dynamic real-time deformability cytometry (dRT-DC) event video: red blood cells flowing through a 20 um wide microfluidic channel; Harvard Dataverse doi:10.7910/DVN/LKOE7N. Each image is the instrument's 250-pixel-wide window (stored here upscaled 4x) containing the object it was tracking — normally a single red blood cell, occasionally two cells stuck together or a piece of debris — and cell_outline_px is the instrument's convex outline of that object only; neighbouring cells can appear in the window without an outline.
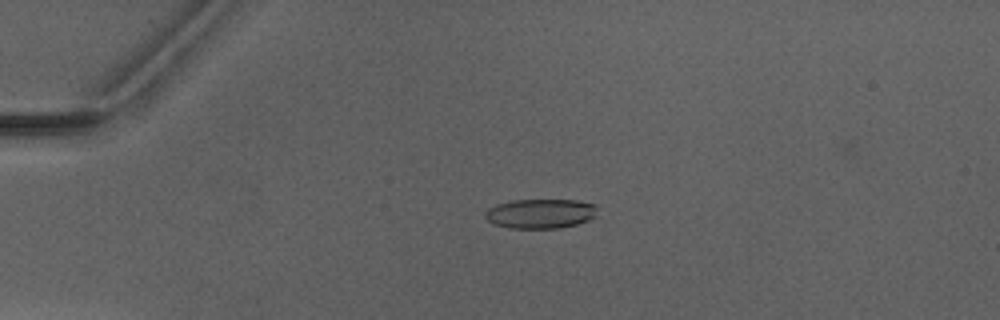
{"species": "Egyptian fruit bat (a non-hibernating species)", "species_latin": "Rousettus aegyptiacus", "temperature_condition": "warm", "stored_images_in_passage": 5, "camera_frame_rate_fps": 3000, "um_per_image_px": 0.085, "animal": {"sex": "male"}, "frame": {"image": 1, "passage_image": 4, "time_ms": 3.667, "image_size_px": [1000, 320], "cell_outline_px": [[596, 216], [588, 220], [576, 224], [556, 228], [508, 228], [492, 224], [484, 216], [484, 212], [488, 208], [496, 204], [512, 200], [576, 200], [596, 204]], "centroid_in_image_um": [45.9, 18.15], "position_along_channel_um": 39.1, "area_um2": 19.42}}